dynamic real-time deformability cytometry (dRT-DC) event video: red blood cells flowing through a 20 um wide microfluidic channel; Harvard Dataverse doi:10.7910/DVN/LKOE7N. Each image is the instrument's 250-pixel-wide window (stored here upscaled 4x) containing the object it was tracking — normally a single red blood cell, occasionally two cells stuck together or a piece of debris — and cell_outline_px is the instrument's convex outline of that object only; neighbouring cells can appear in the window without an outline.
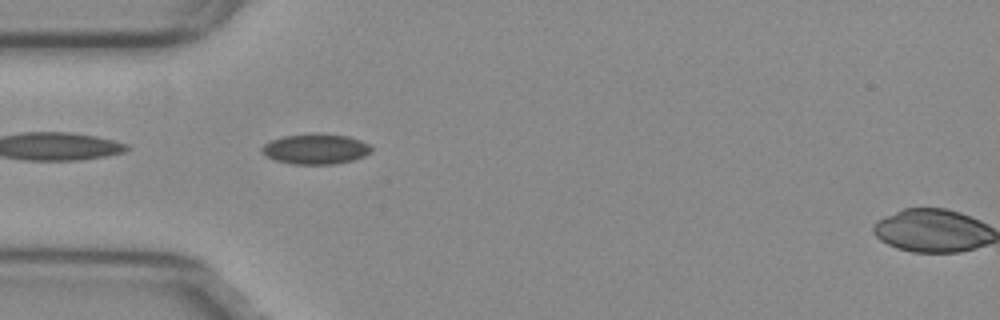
{"species": "common noctule bat (a hibernating species)", "species_latin": "Nyctalus noctula", "temperature_condition": "warm", "stored_images_in_passage": 3, "camera_frame_rate_fps": 3000, "um_per_image_px": 0.085, "animal": {"sex": "female", "body_mass_g": 29.2, "forearm_length_mm": 56.3}, "frame": {"image": 1, "passage_image": 2, "time_ms": 0.333, "image_size_px": [1000, 320], "cell_outline_px": [[372, 152], [356, 160], [336, 164], [292, 164], [276, 160], [264, 156], [260, 148], [264, 144], [272, 140], [284, 136], [312, 132], [316, 132], [348, 136], [360, 140], [368, 144], [372, 148]], "centroid_in_image_um": [26.84, 12.66], "position_along_channel_um": 58.2, "area_um2": 19.71}}